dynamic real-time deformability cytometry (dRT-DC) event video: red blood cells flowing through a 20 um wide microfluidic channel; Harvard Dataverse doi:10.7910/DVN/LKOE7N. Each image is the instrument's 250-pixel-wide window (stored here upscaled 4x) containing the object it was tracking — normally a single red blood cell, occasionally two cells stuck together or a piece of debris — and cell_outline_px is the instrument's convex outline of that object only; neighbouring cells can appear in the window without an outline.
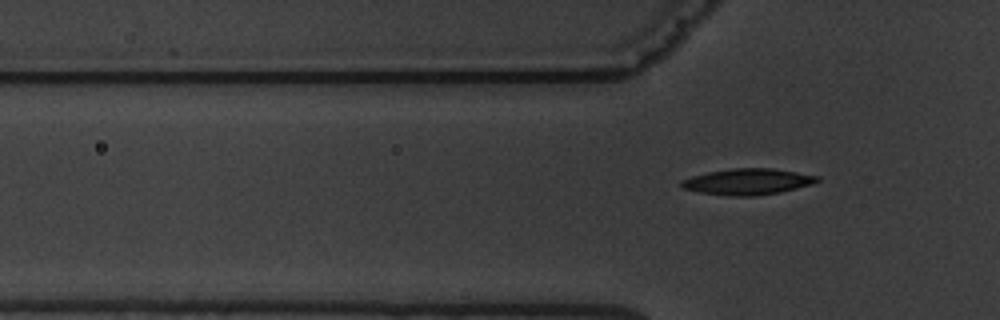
{"species": "common noctule bat (a hibernating species)", "species_latin": "Nyctalus noctula", "temperature_condition": "warm", "stored_images_in_passage": 8, "segment_of_instrument_passage": [2, 2], "camera_frame_rate_fps": 3000, "um_per_image_px": 0.085, "animal": {"sex": "male", "body_mass_g": 19.5, "forearm_length_mm": 54.6}, "frame": {"image": 1, "passage_image": 8, "time_ms": 8.0, "image_size_px": [1000, 320], "cell_outline_px": [[820, 180], [812, 184], [780, 192], [756, 196], [728, 196], [700, 192], [684, 188], [680, 184], [680, 180], [692, 176], [708, 172], [732, 168], [772, 168], [820, 176]], "centroid_in_image_um": [63.56, 15.44], "position_along_channel_um": 62.2, "area_um2": 20.63}}